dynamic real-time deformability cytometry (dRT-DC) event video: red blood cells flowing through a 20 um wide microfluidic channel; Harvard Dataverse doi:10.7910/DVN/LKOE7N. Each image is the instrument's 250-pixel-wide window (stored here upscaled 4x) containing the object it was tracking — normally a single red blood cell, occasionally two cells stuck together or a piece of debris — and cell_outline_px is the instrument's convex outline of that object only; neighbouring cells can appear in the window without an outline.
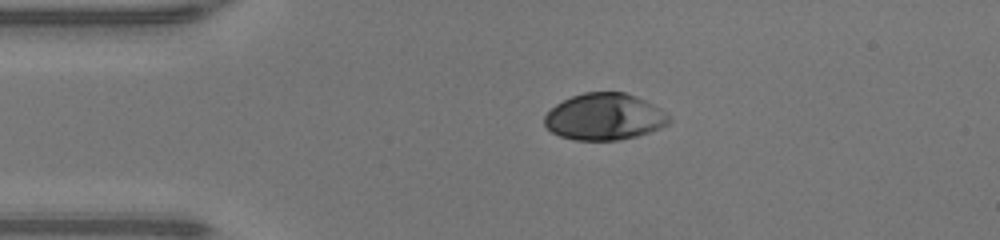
{"species": "human", "species_latin": "Homo sapiens", "temperature_condition": "warm", "stored_images_in_passage": 39, "camera_frame_rate_fps": 3000, "um_per_image_px": 0.085, "donor": {"sex": "male"}, "frame": {"image": 1, "passage_image": 1, "time_ms": 0.0, "image_size_px": [1000, 240], "cell_outline_px": [[672, 120], [668, 124], [660, 128], [636, 136], [620, 140], [576, 140], [560, 136], [552, 132], [544, 124], [544, 116], [556, 104], [572, 96], [584, 92], [624, 92], [636, 96], [660, 108]], "centroid_in_image_um": [51.37, 9.93], "position_along_channel_um": 33.6, "area_um2": 33.7}}
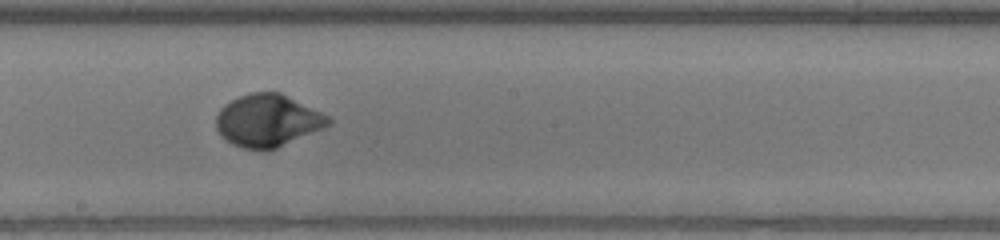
{"frame": {"image": 2, "passage_image": 17, "time_ms": 5.333, "image_size_px": [1000, 240], "cell_outline_px": [[332, 124], [324, 128], [268, 152], [244, 148], [232, 144], [224, 140], [216, 128], [216, 116], [220, 108], [224, 104], [240, 96], [252, 92], [280, 92], [328, 116], [332, 120]], "centroid_in_image_um": [22.74, 10.28], "position_along_channel_um": 225.5, "area_um2": 34.45}}
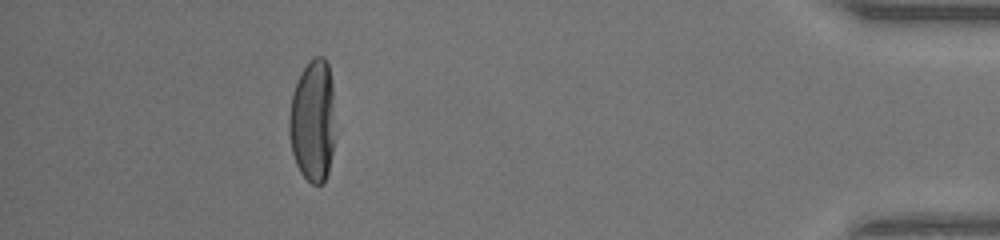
{"frame": {"image": 3, "passage_image": 34, "time_ms": 11.0, "image_size_px": [1000, 240], "cell_outline_px": [[336, 136], [328, 172], [324, 184], [312, 184], [300, 172], [296, 164], [292, 152], [288, 132], [288, 116], [292, 96], [296, 84], [308, 60], [316, 56], [324, 56], [328, 64], [332, 80]], "centroid_in_image_um": [26.61, 10.28], "position_along_channel_um": 408.6, "area_um2": 33.52}, "authors_computed_cell_mechanics": {"area_um2": 34.2176, "velocity_mm_per_s": 4.3161, "shape_relaxation_time_tau1_ms": 3.1815, "shape_relaxation_time_tau2_ms": null, "deformation_change_tau1": 0.1831, "deformation_change_tau2": null}}